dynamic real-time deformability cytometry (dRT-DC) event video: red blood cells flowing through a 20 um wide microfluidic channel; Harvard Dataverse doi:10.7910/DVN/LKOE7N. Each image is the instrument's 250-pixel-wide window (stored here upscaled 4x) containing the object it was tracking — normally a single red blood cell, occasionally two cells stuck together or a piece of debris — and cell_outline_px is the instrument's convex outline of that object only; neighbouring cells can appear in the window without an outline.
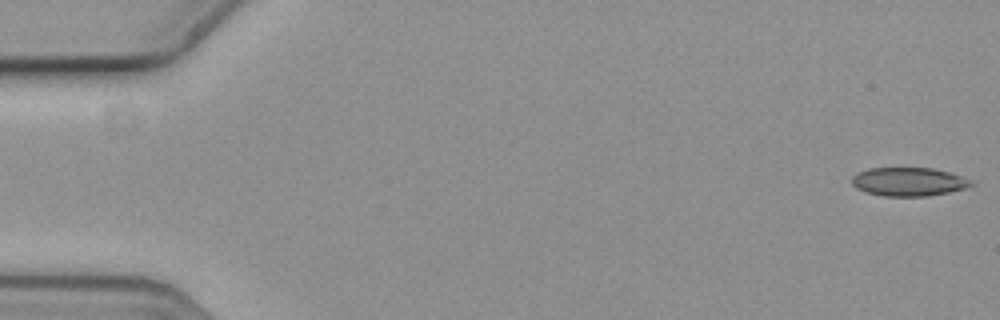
{"species": "common noctule bat (a hibernating species)", "species_latin": "Nyctalus noctula", "temperature_condition": "cold", "stored_images_in_passage": 52, "camera_frame_rate_fps": 3000, "um_per_image_px": 0.085, "animal": {"sex": "female", "body_mass_g": 19.3, "forearm_length_mm": 54.1}, "frame": {"image": 1, "passage_image": 1, "time_ms": 0.0, "image_size_px": [1000, 320], "cell_outline_px": [[976, 184], [964, 188], [948, 192], [928, 196], [884, 196], [868, 192], [856, 188], [852, 184], [852, 176], [868, 168], [932, 168], [948, 172], [972, 180]], "centroid_in_image_um": [77.24, 15.45], "position_along_channel_um": 7.8, "area_um2": 19.71}}
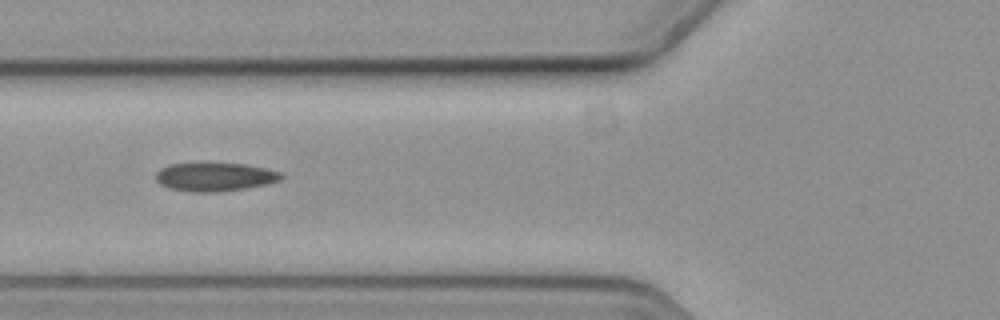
{"frame": {"image": 2, "passage_image": 22, "time_ms": 7.0, "image_size_px": [1000, 320], "cell_outline_px": [[284, 176], [280, 180], [264, 184], [244, 188], [220, 192], [192, 192], [168, 188], [160, 184], [156, 180], [156, 172], [160, 168], [172, 164], [204, 160], [244, 164], [264, 168], [280, 172]], "centroid_in_image_um": [18.2, 14.99], "position_along_channel_um": 107.6, "area_um2": 21.56}}
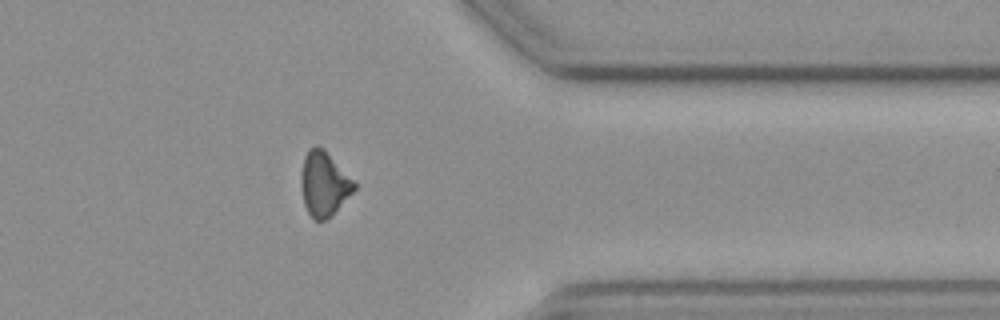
{"frame": {"image": 3, "passage_image": 46, "time_ms": 15.0, "image_size_px": [1000, 320], "cell_outline_px": [[356, 188], [332, 216], [324, 220], [316, 220], [308, 212], [304, 204], [300, 188], [300, 176], [304, 156], [316, 144], [324, 148], [356, 184]], "centroid_in_image_um": [27.52, 15.63], "position_along_channel_um": 383.9, "area_um2": 19.88}}